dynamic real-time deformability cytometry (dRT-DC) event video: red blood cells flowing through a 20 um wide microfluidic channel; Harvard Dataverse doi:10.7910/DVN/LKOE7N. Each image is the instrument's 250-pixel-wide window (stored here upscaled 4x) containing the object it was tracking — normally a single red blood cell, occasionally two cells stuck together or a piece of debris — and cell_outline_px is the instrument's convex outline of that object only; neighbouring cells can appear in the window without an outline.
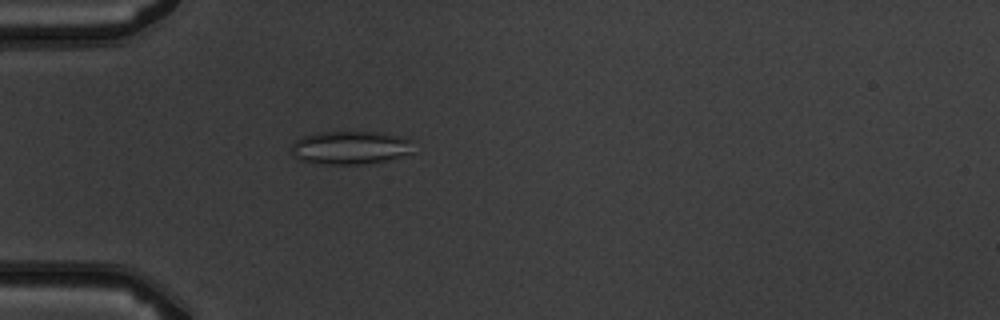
{"species": "common noctule bat (a hibernating species)", "species_latin": "Nyctalus noctula", "temperature_condition": "warm", "stored_images_in_passage": 5, "camera_frame_rate_fps": 3000, "um_per_image_px": 0.085, "animal": {"sex": "male", "body_mass_g": 19.5, "forearm_length_mm": 54.6}, "frame": {"image": 1, "passage_image": 5, "time_ms": 4.667, "image_size_px": [1000, 320], "cell_outline_px": [[412, 152], [400, 156], [384, 160], [360, 164], [320, 164], [300, 160], [292, 156], [288, 148], [296, 140], [304, 136], [316, 132], [384, 132], [404, 136], [412, 140]], "centroid_in_image_um": [29.74, 12.53], "position_along_channel_um": 55.3, "area_um2": 23.93}}